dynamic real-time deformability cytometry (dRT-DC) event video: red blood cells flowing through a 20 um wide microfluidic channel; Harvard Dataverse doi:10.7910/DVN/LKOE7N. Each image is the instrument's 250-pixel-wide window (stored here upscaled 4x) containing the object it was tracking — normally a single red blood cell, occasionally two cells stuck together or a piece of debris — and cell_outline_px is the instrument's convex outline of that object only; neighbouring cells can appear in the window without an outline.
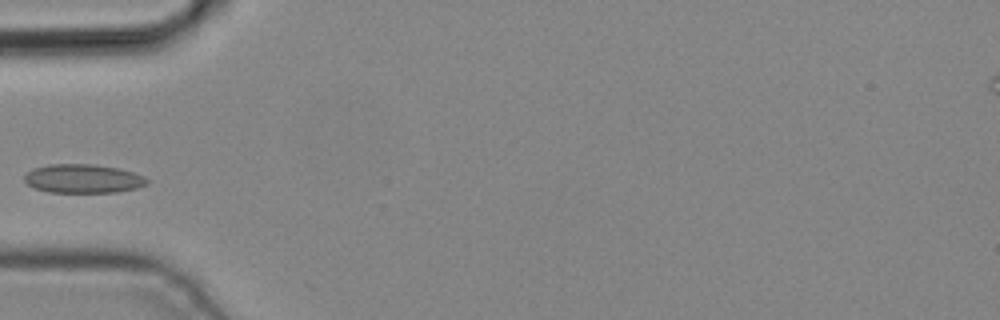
{"species": "common noctule bat (a hibernating species)", "species_latin": "Nyctalus noctula", "temperature_condition": "cold", "stored_images_in_passage": 3, "camera_frame_rate_fps": 3000, "um_per_image_px": 0.085, "animal": {"sex": "male", "body_mass_g": 19.2, "forearm_length_mm": 51.8}, "frame": {"image": 1, "passage_image": 3, "time_ms": 0.667, "image_size_px": [1000, 320], "cell_outline_px": [[148, 184], [136, 188], [116, 192], [48, 192], [36, 188], [28, 184], [24, 180], [24, 176], [32, 168], [48, 164], [96, 164], [120, 168], [144, 176], [148, 180]], "centroid_in_image_um": [7.07, 15.17], "position_along_channel_um": 77.9, "area_um2": 20.63}}